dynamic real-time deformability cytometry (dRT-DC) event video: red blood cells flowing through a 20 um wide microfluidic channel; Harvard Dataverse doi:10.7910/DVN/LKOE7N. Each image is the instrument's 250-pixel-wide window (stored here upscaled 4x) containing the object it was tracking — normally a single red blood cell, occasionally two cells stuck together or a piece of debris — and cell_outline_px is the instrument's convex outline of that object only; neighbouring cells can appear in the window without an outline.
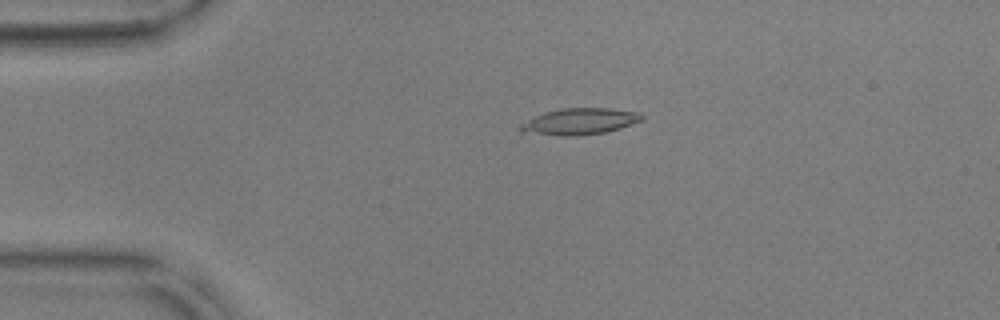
{"species": "common noctule bat (a hibernating species)", "species_latin": "Nyctalus noctula", "temperature_condition": "warm", "stored_images_in_passage": 15, "camera_frame_rate_fps": 3000, "um_per_image_px": 0.085, "animal": {"sex": "male", "body_mass_g": 17.9, "forearm_length_mm": 54.2}, "frame": {"image": 1, "passage_image": 12, "time_ms": 3.667, "image_size_px": [1000, 320], "cell_outline_px": [[644, 120], [620, 128], [604, 132], [576, 136], [560, 136], [520, 132], [516, 128], [520, 124], [544, 112], [560, 108], [608, 108], [640, 112], [644, 116]], "centroid_in_image_um": [49.26, 10.32], "position_along_channel_um": 35.7, "area_um2": 18.84}}